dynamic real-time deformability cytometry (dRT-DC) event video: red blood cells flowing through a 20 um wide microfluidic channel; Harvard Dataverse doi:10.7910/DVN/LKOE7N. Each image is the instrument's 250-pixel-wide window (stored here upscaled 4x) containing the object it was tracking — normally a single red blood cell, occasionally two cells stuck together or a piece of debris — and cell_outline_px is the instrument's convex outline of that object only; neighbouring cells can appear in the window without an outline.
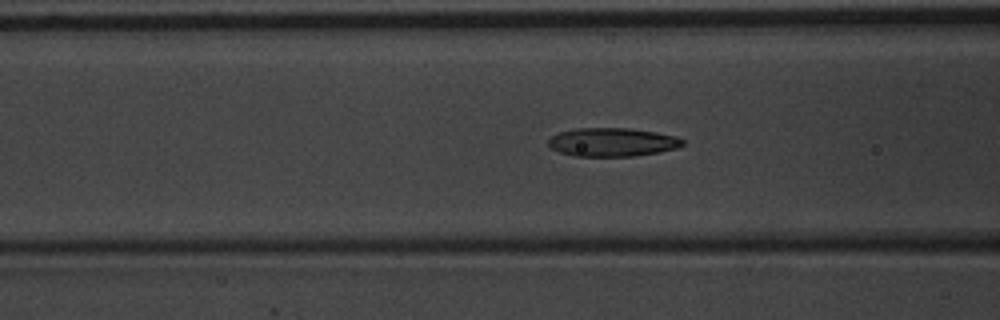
{"species": "common noctule bat (a hibernating species)", "species_latin": "Nyctalus noctula", "temperature_condition": "warm", "stored_images_in_passage": 54, "camera_frame_rate_fps": 3000, "um_per_image_px": 0.085, "animal": {"sex": "male", "body_mass_g": 20.1, "forearm_length_mm": 53.5}, "frame": {"image": 1, "passage_image": 21, "time_ms": 6.667, "image_size_px": [1000, 320], "cell_outline_px": [[684, 144], [676, 148], [636, 156], [576, 156], [560, 152], [552, 148], [548, 144], [548, 140], [552, 136], [560, 132], [576, 128], [628, 128], [656, 132], [676, 136], [684, 140]], "centroid_in_image_um": [52.05, 12.08], "position_along_channel_um": 114.6, "area_um2": 22.2}}
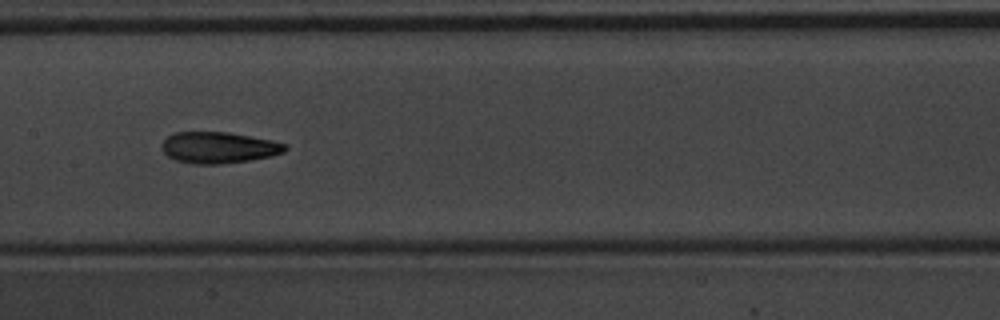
{"frame": {"image": 2, "passage_image": 27, "time_ms": 8.667, "image_size_px": [1000, 320], "cell_outline_px": [[288, 148], [284, 152], [272, 156], [248, 160], [220, 164], [192, 164], [176, 160], [168, 156], [160, 148], [160, 144], [168, 136], [176, 132], [228, 132], [272, 140], [288, 144]], "centroid_in_image_um": [18.59, 12.54], "position_along_channel_um": 188.8, "area_um2": 22.6}}
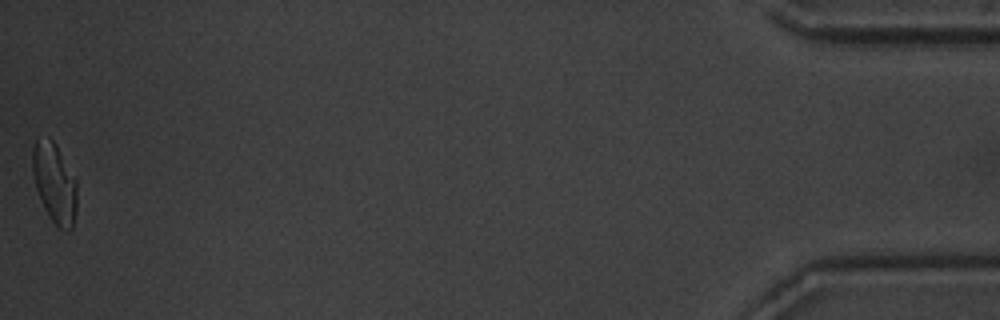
{"frame": {"image": 3, "passage_image": 54, "time_ms": 17.667, "image_size_px": [1000, 320], "cell_outline_px": [[76, 212], [72, 228], [68, 232], [60, 228], [48, 216], [40, 200], [36, 188], [32, 172], [32, 148], [36, 140], [48, 136], [56, 144], [76, 180]], "centroid_in_image_um": [4.62, 15.56], "position_along_channel_um": 430.6, "area_um2": 20.75}, "authors_computed_cell_mechanics": {"area_um2": 21.8484, "velocity_mm_per_s": 3.6953, "shape_relaxation_time_tau1_ms": 3.2812, "shape_relaxation_time_tau2_ms": 2.2726, "deformation_change_tau1": 0.157, "deformation_change_tau2": 0.0972}}